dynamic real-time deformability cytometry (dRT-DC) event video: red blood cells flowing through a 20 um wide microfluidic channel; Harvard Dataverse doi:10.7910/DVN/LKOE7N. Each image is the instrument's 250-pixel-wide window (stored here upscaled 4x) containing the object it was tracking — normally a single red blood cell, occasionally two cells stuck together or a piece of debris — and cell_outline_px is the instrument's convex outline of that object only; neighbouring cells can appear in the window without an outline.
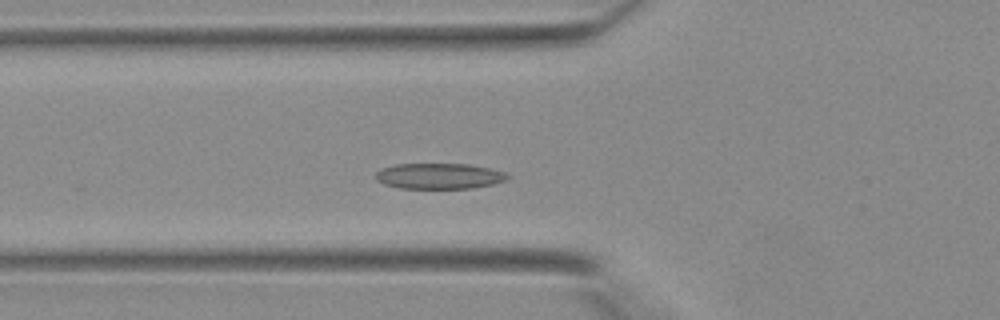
{"species": "Egyptian fruit bat (a non-hibernating species)", "species_latin": "Rousettus aegyptiacus", "temperature_condition": "warm", "stored_images_in_passage": 18, "camera_frame_rate_fps": 3000, "um_per_image_px": 0.085, "animal": {"sex": "female"}, "frame": {"image": 1, "passage_image": 9, "time_ms": 2.667, "image_size_px": [1000, 320], "cell_outline_px": [[512, 176], [508, 180], [492, 184], [472, 188], [400, 188], [384, 184], [376, 180], [376, 172], [380, 168], [396, 164], [468, 164], [488, 168], [504, 172]], "centroid_in_image_um": [37.33, 14.96], "position_along_channel_um": 88.5, "area_um2": 19.77}}
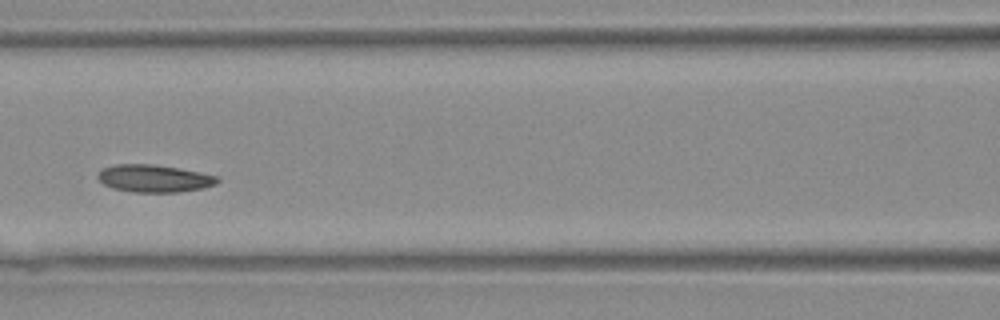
{"frame": {"image": 2, "passage_image": 13, "time_ms": 4.0, "image_size_px": [1000, 320], "cell_outline_px": [[220, 180], [216, 184], [204, 188], [180, 192], [132, 192], [112, 188], [104, 184], [96, 176], [104, 168], [116, 164], [152, 164], [176, 168], [216, 176]], "centroid_in_image_um": [13.09, 15.18], "position_along_channel_um": 153.5, "area_um2": 18.9}}
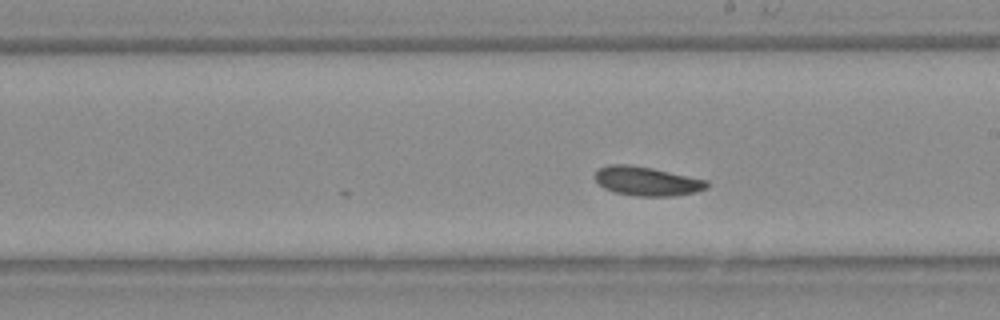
{"frame": {"image": 3, "passage_image": 18, "time_ms": 5.667, "image_size_px": [1000, 320], "cell_outline_px": [[708, 188], [696, 192], [672, 196], [636, 196], [616, 192], [604, 188], [596, 180], [596, 172], [600, 168], [608, 164], [628, 164], [652, 168], [708, 180]], "centroid_in_image_um": [55.01, 15.4], "position_along_channel_um": 234.0, "area_um2": 18.84}}